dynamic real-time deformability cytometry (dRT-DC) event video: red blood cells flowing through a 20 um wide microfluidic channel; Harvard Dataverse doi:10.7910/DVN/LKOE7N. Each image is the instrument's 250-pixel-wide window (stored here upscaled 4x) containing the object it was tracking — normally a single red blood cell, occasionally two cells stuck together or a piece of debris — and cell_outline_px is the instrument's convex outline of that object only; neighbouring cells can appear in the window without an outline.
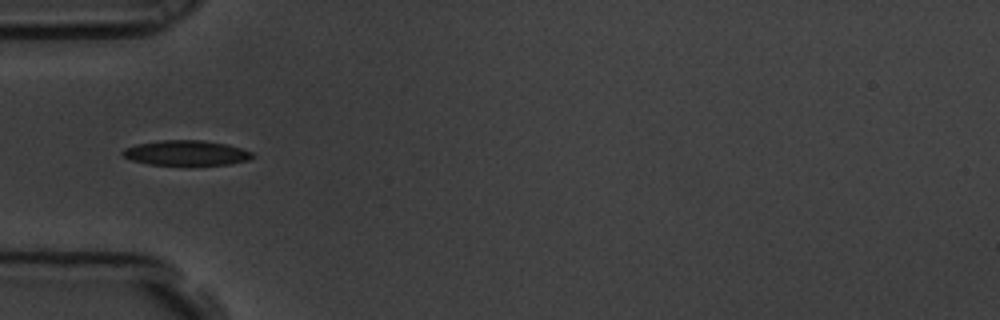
{"species": "common noctule bat (a hibernating species)", "species_latin": "Nyctalus noctula", "temperature_condition": "room temperature", "stored_images_in_passage": 9, "camera_frame_rate_fps": 3000, "um_per_image_px": 0.085, "animal": {"sex": "male", "body_mass_g": 19.5, "forearm_length_mm": 54.6}, "frame": {"image": 1, "passage_image": 1, "time_ms": 0.0, "image_size_px": [1000, 320], "cell_outline_px": [[256, 156], [248, 160], [228, 164], [192, 168], [184, 168], [148, 164], [132, 160], [124, 156], [120, 152], [124, 148], [136, 144], [160, 140], [200, 140], [228, 144], [252, 152]], "centroid_in_image_um": [15.83, 13.05], "position_along_channel_um": 69.2, "area_um2": 20.0}}
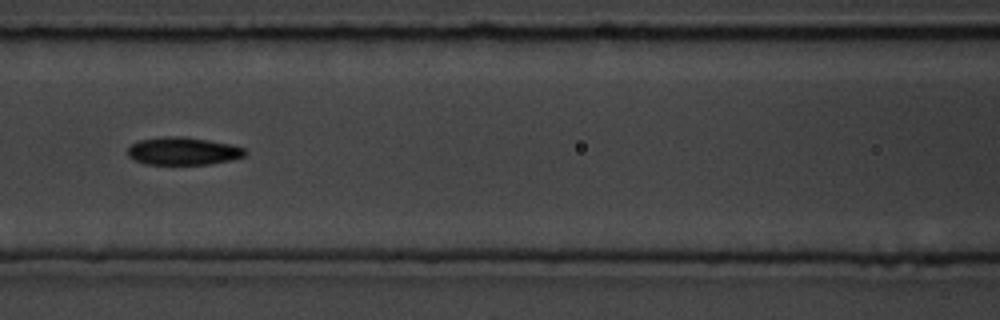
{"frame": {"image": 2, "passage_image": 3, "time_ms": 0.667, "image_size_px": [1000, 320], "cell_outline_px": [[248, 152], [244, 156], [232, 160], [208, 164], [144, 164], [128, 156], [128, 148], [132, 144], [140, 140], [160, 136], [184, 136], [232, 144], [244, 148]], "centroid_in_image_um": [15.58, 12.83], "position_along_channel_um": 151.0, "area_um2": 19.07}}
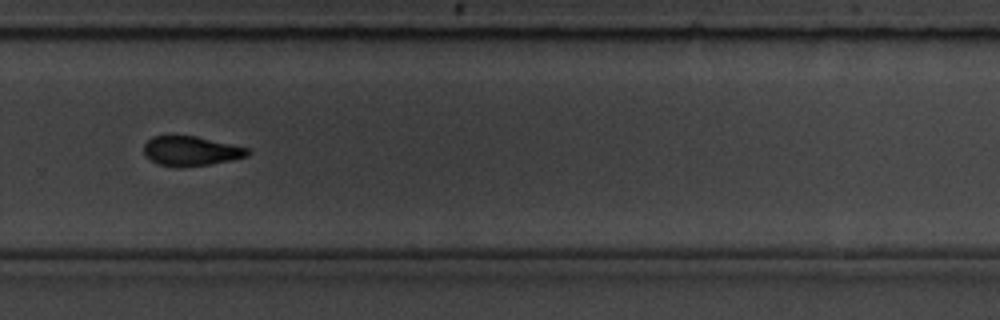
{"frame": {"image": 3, "passage_image": 7, "time_ms": 2.0, "image_size_px": [1000, 320], "cell_outline_px": [[252, 152], [248, 156], [208, 164], [160, 164], [152, 160], [144, 152], [144, 144], [152, 136], [196, 136], [248, 148]], "centroid_in_image_um": [16.27, 12.78], "position_along_channel_um": 313.5, "area_um2": 16.94}}